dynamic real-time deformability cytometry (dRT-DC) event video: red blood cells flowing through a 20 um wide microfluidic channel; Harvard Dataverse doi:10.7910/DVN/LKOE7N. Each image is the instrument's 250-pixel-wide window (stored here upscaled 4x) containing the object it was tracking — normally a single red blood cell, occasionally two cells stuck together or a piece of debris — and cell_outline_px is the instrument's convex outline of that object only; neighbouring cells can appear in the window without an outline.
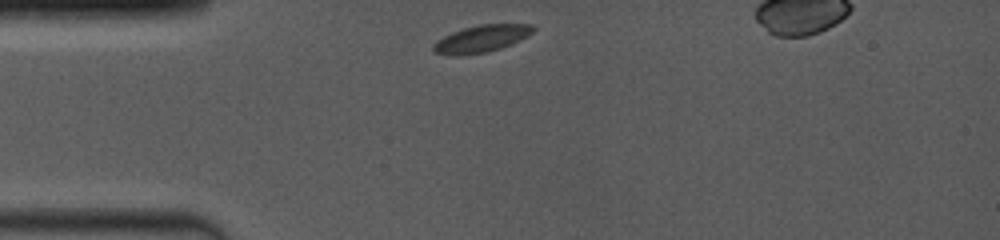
{"species": "common noctule bat (a hibernating species)", "species_latin": "Nyctalus noctula", "temperature_condition": "room temperature", "stored_images_in_passage": 13, "camera_frame_rate_fps": 4000, "um_per_image_px": 0.085, "animal": {"sex": "female", "body_mass_g": 19.0, "forearm_length_mm": 53.3}, "frame": {"image": 1, "passage_image": 1, "time_ms": 0.0, "image_size_px": [1000, 240], "cell_outline_px": [[536, 28], [532, 32], [520, 40], [512, 44], [488, 52], [460, 56], [436, 52], [432, 48], [432, 44], [436, 40], [452, 32], [464, 28], [480, 24], [532, 24]], "centroid_in_image_um": [40.92, 3.29], "position_along_channel_um": 44.1, "area_um2": 15.72}}
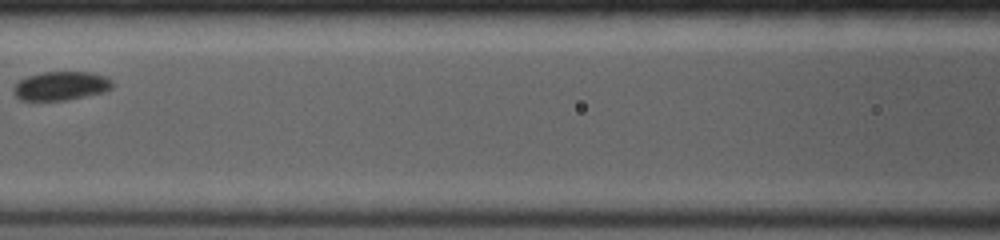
{"frame": {"image": 2, "passage_image": 7, "time_ms": 3.5, "image_size_px": [1000, 240], "cell_outline_px": [[112, 88], [104, 92], [68, 100], [20, 100], [12, 92], [12, 88], [20, 80], [28, 76], [44, 72], [92, 72], [104, 76], [112, 80]], "centroid_in_image_um": [5.18, 7.3], "position_along_channel_um": 161.4, "area_um2": 16.59}}
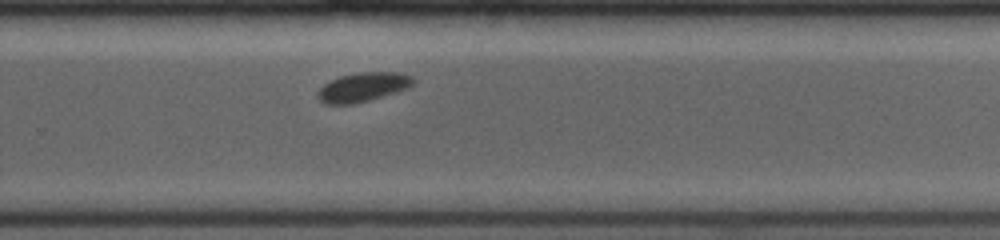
{"frame": {"image": 3, "passage_image": 13, "time_ms": 7.0, "image_size_px": [1000, 240], "cell_outline_px": [[416, 80], [408, 88], [384, 96], [356, 104], [324, 104], [316, 96], [316, 92], [324, 84], [340, 76], [356, 72], [404, 72], [412, 76]], "centroid_in_image_um": [30.86, 7.4], "position_along_channel_um": 298.9, "area_um2": 16.47}}